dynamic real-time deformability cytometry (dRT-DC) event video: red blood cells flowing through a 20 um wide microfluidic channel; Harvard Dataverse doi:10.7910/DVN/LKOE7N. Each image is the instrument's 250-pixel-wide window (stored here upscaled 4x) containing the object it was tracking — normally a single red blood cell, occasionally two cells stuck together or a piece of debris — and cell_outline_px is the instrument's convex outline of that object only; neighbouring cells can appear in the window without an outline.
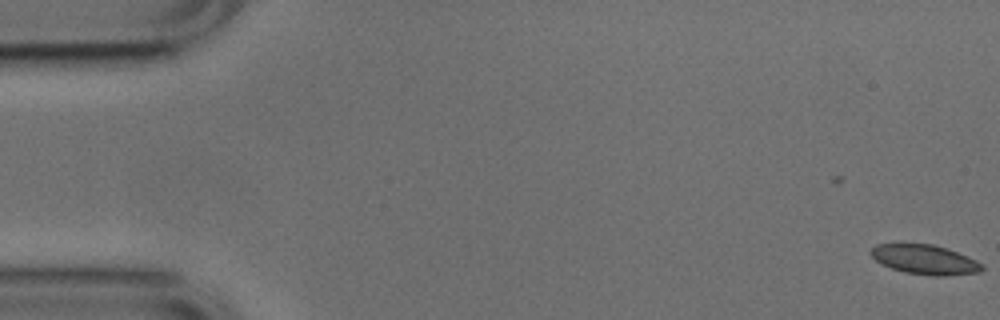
{"species": "common noctule bat (a hibernating species)", "species_latin": "Nyctalus noctula", "temperature_condition": "cold", "stored_images_in_passage": 2, "camera_frame_rate_fps": 3000, "um_per_image_px": 0.085, "animal": {"sex": "male", "body_mass_g": 17.9, "forearm_length_mm": 54.2}, "frame": {"image": 1, "passage_image": 2, "time_ms": 0.333, "image_size_px": [1000, 320], "cell_outline_px": [[984, 268], [980, 272], [944, 276], [936, 276], [904, 272], [892, 268], [876, 260], [868, 252], [876, 244], [932, 244], [948, 248], [968, 256], [984, 264]], "centroid_in_image_um": [78.65, 22.06], "position_along_channel_um": 6.3, "area_um2": 19.13}}